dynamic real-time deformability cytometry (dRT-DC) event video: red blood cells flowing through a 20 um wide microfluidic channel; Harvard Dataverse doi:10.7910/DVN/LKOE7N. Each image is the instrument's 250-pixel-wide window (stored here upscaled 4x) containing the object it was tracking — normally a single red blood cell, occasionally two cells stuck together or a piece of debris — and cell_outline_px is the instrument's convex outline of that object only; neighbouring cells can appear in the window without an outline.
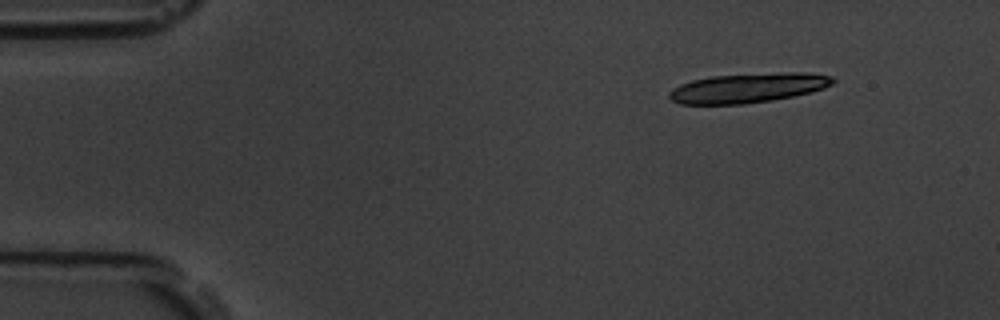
{"species": "common noctule bat (a hibernating species)", "species_latin": "Nyctalus noctula", "temperature_condition": "room temperature", "stored_images_in_passage": 5, "camera_frame_rate_fps": 3000, "um_per_image_px": 0.085, "animal": {"sex": "male", "body_mass_g": 19.5, "forearm_length_mm": 54.6}, "frame": {"image": 1, "passage_image": 1, "time_ms": 0.0, "image_size_px": [1000, 320], "cell_outline_px": [[836, 80], [832, 84], [824, 88], [792, 96], [772, 100], [744, 104], [680, 104], [672, 100], [668, 96], [668, 92], [672, 88], [680, 84], [692, 80], [712, 76], [780, 72], [804, 72], [832, 76]], "centroid_in_image_um": [63.56, 7.47], "position_along_channel_um": 21.4, "area_um2": 28.21}}